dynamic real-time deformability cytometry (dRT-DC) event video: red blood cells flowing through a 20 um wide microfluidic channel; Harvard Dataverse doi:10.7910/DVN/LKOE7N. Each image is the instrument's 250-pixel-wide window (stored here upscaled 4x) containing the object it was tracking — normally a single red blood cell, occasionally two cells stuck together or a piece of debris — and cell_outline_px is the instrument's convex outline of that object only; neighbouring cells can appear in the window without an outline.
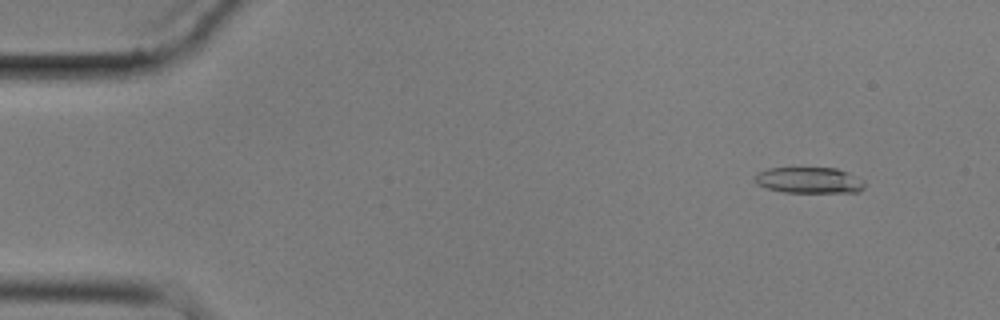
{"species": "common noctule bat (a hibernating species)", "species_latin": "Nyctalus noctula", "temperature_condition": "cold", "stored_images_in_passage": 5, "camera_frame_rate_fps": 3000, "um_per_image_px": 0.085, "animal": {"sex": "male", "body_mass_g": 17.9}, "frame": {"image": 1, "passage_image": 2, "time_ms": 1.333, "image_size_px": [1000, 320], "cell_outline_px": [[864, 188], [860, 192], [784, 192], [764, 188], [756, 184], [756, 172], [768, 168], [836, 168], [848, 172], [864, 180]], "centroid_in_image_um": [68.77, 15.32], "position_along_channel_um": 16.2, "area_um2": 16.76}}
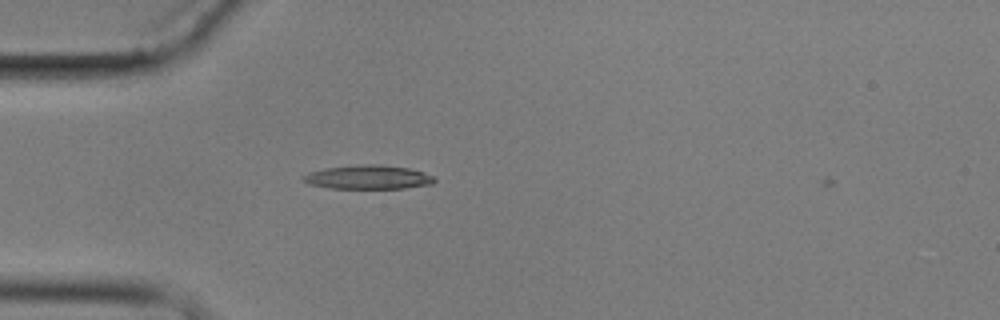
{"frame": {"image": 2, "passage_image": 5, "time_ms": 5.0, "image_size_px": [1000, 320], "cell_outline_px": [[436, 180], [432, 184], [404, 188], [328, 188], [308, 184], [300, 176], [308, 172], [324, 168], [360, 164], [376, 164], [408, 168], [424, 172], [432, 176]], "centroid_in_image_um": [31.25, 15.05], "position_along_channel_um": 53.8, "area_um2": 18.32}}